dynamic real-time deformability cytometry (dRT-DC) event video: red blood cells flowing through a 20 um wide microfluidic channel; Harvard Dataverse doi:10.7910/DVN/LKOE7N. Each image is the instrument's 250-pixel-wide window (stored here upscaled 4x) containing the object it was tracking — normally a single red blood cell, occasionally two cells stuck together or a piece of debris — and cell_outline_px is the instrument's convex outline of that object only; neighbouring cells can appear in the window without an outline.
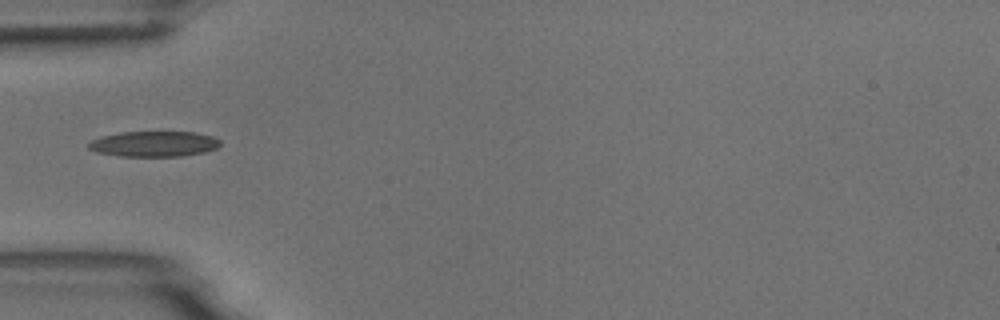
{"species": "common noctule bat (a hibernating species)", "species_latin": "Nyctalus noctula", "temperature_condition": "room temperature", "stored_images_in_passage": 37, "camera_frame_rate_fps": 3000, "um_per_image_px": 0.085, "animal": {"sex": "male", "body_mass_g": 18.8}, "frame": {"image": 1, "passage_image": 1, "time_ms": 0.0, "image_size_px": [1000, 320], "cell_outline_px": [[220, 144], [216, 148], [204, 152], [184, 156], [120, 156], [100, 152], [88, 148], [88, 144], [92, 140], [100, 136], [120, 132], [196, 132], [212, 136], [220, 140]], "centroid_in_image_um": [13.1, 12.22], "position_along_channel_um": 71.9, "area_um2": 19.48}}
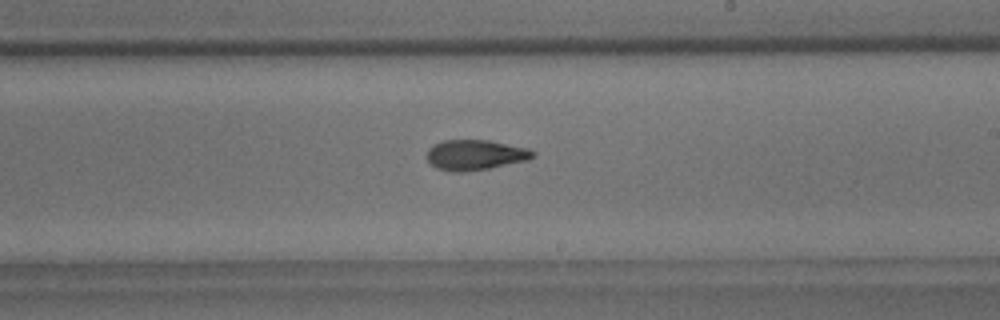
{"frame": {"image": 2, "passage_image": 15, "time_ms": 4.667, "image_size_px": [1000, 320], "cell_outline_px": [[536, 156], [528, 160], [488, 168], [464, 172], [452, 172], [436, 168], [428, 160], [428, 148], [432, 144], [444, 140], [488, 140], [528, 148], [536, 152]], "centroid_in_image_um": [40.4, 13.16], "position_along_channel_um": 248.6, "area_um2": 18.73}}
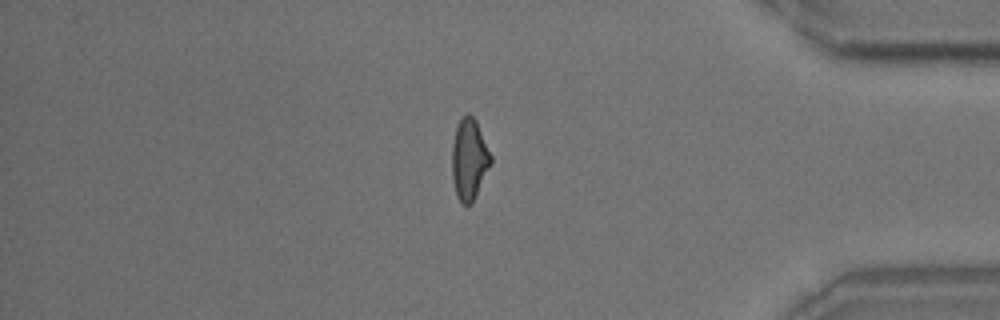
{"frame": {"image": 3, "passage_image": 29, "time_ms": 9.333, "image_size_px": [1000, 320], "cell_outline_px": [[492, 164], [472, 204], [464, 204], [456, 196], [452, 180], [452, 144], [456, 124], [468, 112], [476, 120], [492, 156]], "centroid_in_image_um": [39.89, 13.54], "position_along_channel_um": 395.3, "area_um2": 18.61}, "authors_computed_cell_mechanics": {"area_um2": 18.3804, "velocity_mm_per_s": 3.7622, "shape_relaxation_time_tau1_ms": 4.8991, "shape_relaxation_time_tau2_ms": 2.6621, "deformation_change_tau1": 0.1676, "deformation_change_tau2": 0.1022}}